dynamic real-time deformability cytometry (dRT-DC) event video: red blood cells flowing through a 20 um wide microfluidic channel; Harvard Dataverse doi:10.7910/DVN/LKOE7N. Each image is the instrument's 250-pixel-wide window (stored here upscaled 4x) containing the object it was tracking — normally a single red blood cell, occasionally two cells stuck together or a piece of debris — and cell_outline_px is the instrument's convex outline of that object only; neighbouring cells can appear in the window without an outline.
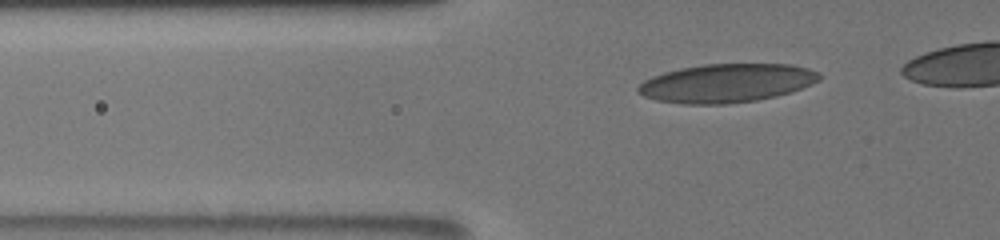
{"species": "human", "species_latin": "Homo sapiens", "temperature_condition": "room temperature", "stored_images_in_passage": 20, "camera_frame_rate_fps": 3000, "um_per_image_px": 0.085, "donor": {"sex": "male"}, "frame": {"image": 1, "passage_image": 10, "time_ms": 4.333, "image_size_px": [1000, 240], "cell_outline_px": [[820, 80], [812, 84], [792, 92], [776, 96], [756, 100], [728, 104], [684, 104], [656, 100], [644, 96], [636, 92], [636, 88], [644, 80], [652, 76], [664, 72], [680, 68], [704, 64], [788, 64], [808, 68], [820, 72]], "centroid_in_image_um": [61.76, 7.07], "position_along_channel_um": 64.0, "area_um2": 40.98}}
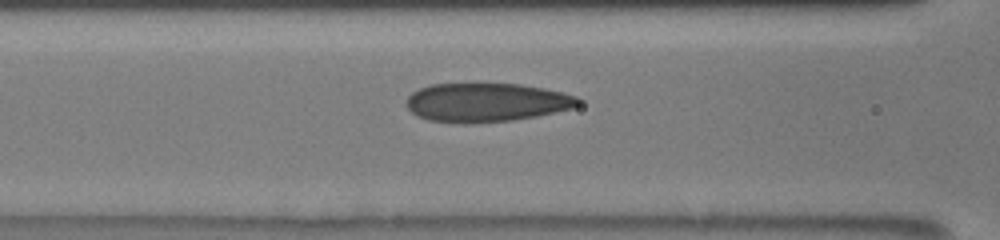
{"frame": {"image": 2, "passage_image": 17, "time_ms": 6.333, "image_size_px": [1000, 240], "cell_outline_px": [[584, 100], [580, 104], [572, 108], [536, 116], [512, 120], [468, 124], [464, 124], [428, 120], [416, 116], [404, 104], [408, 96], [412, 92], [428, 84], [520, 84], [544, 88], [576, 96]], "centroid_in_image_um": [41.31, 8.71], "position_along_channel_um": 125.3, "area_um2": 39.07}}